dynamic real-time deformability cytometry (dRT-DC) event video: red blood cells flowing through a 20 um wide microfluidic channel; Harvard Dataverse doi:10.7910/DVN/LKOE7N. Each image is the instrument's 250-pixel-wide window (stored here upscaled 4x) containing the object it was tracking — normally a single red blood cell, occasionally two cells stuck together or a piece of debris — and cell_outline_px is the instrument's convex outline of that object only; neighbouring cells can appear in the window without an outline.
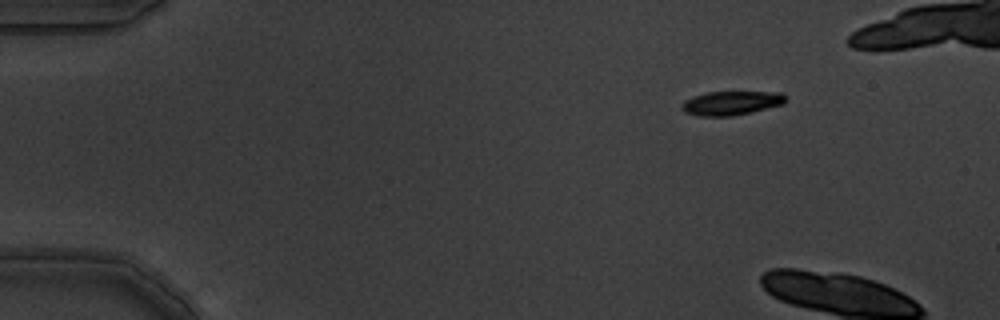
{"species": "common noctule bat (a hibernating species)", "species_latin": "Nyctalus noctula", "temperature_condition": "warm", "stored_images_in_passage": 2, "camera_frame_rate_fps": 3000, "um_per_image_px": 0.085, "animal": {"sex": "male", "body_mass_g": 19.5, "forearm_length_mm": 54.6}, "frame": {"image": 1, "passage_image": 1, "time_ms": 0.0, "image_size_px": [1000, 320], "cell_outline_px": [[784, 104], [732, 116], [696, 116], [684, 112], [680, 104], [684, 100], [692, 96], [708, 92], [784, 92]], "centroid_in_image_um": [62.1, 8.76], "position_along_channel_um": 22.9, "area_um2": 14.51}}